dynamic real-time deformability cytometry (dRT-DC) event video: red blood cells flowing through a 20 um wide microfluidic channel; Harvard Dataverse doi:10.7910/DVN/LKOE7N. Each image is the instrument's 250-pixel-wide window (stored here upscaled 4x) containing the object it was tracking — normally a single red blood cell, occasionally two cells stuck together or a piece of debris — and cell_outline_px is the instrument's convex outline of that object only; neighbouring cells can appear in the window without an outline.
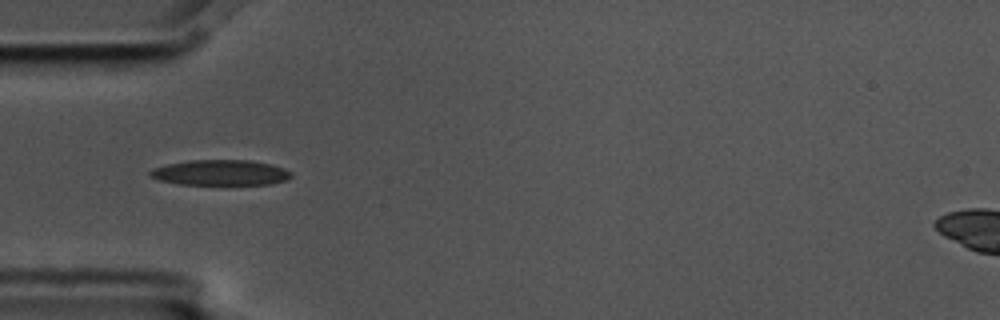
{"species": "common noctule bat (a hibernating species)", "species_latin": "Nyctalus noctula", "temperature_condition": "cold", "stored_images_in_passage": 4, "camera_frame_rate_fps": 3000, "um_per_image_px": 0.085, "animal": {"sex": "male", "body_mass_g": 17.5, "forearm_length_mm": 52.3}, "frame": {"image": 1, "passage_image": 4, "time_ms": 1.0, "image_size_px": [1000, 320], "cell_outline_px": [[292, 176], [288, 180], [272, 184], [180, 184], [160, 180], [152, 176], [148, 172], [152, 168], [168, 164], [188, 160], [252, 160], [272, 164], [284, 168], [292, 172]], "centroid_in_image_um": [18.8, 14.66], "position_along_channel_um": 66.2, "area_um2": 20.98}}